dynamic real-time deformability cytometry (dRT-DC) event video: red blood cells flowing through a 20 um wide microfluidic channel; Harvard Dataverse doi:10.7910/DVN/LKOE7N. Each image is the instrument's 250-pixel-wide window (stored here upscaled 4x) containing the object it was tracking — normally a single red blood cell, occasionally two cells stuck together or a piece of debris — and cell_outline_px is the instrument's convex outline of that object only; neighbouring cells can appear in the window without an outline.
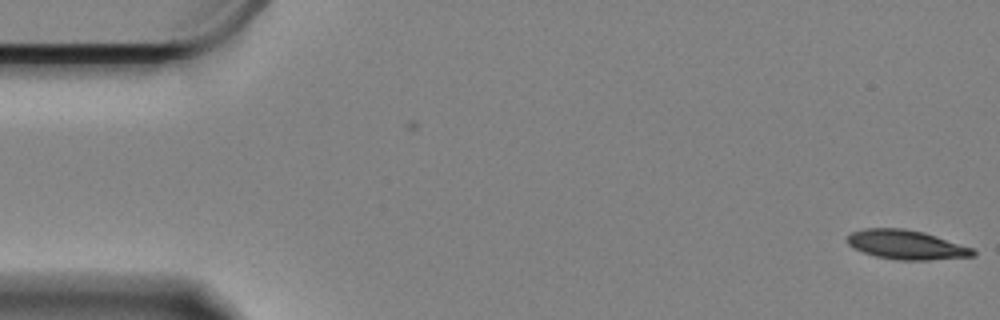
{"species": "Egyptian fruit bat (a non-hibernating species)", "species_latin": "Rousettus aegyptiacus", "temperature_condition": "cold", "stored_images_in_passage": 2, "camera_frame_rate_fps": 3000, "um_per_image_px": 0.085, "animal": {"sex": "female"}, "frame": {"image": 1, "passage_image": 2, "time_ms": 0.333, "image_size_px": [1000, 320], "cell_outline_px": [[976, 256], [928, 260], [896, 260], [876, 256], [864, 252], [848, 244], [848, 236], [852, 232], [864, 228], [904, 228], [924, 232], [972, 248], [976, 252]], "centroid_in_image_um": [77.06, 20.8], "position_along_channel_um": 7.9, "area_um2": 21.27}}